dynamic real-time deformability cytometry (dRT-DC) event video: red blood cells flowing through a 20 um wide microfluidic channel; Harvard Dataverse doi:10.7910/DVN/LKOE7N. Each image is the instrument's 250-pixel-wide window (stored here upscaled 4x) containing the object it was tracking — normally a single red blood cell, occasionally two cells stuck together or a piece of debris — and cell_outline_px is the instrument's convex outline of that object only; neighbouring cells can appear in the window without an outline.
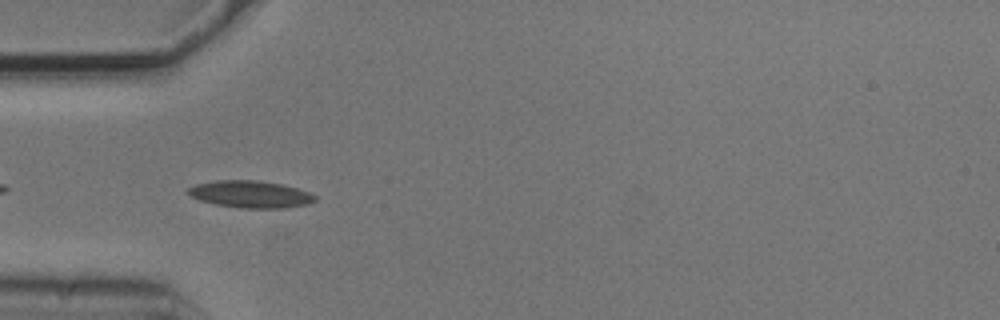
{"species": "common noctule bat (a hibernating species)", "species_latin": "Nyctalus noctula", "temperature_condition": "cold", "stored_images_in_passage": 40, "camera_frame_rate_fps": 3000, "um_per_image_px": 0.085, "animal": {"sex": "male", "body_mass_g": 20.5, "forearm_length_mm": 52.5}, "frame": {"image": 1, "passage_image": 3, "time_ms": 0.667, "image_size_px": [1000, 320], "cell_outline_px": [[316, 200], [308, 204], [284, 208], [240, 208], [216, 204], [200, 200], [192, 196], [188, 192], [188, 188], [196, 184], [216, 180], [256, 180], [280, 184], [296, 188], [308, 192], [316, 196]], "centroid_in_image_um": [21.3, 16.51], "position_along_channel_um": 63.7, "area_um2": 19.83}}
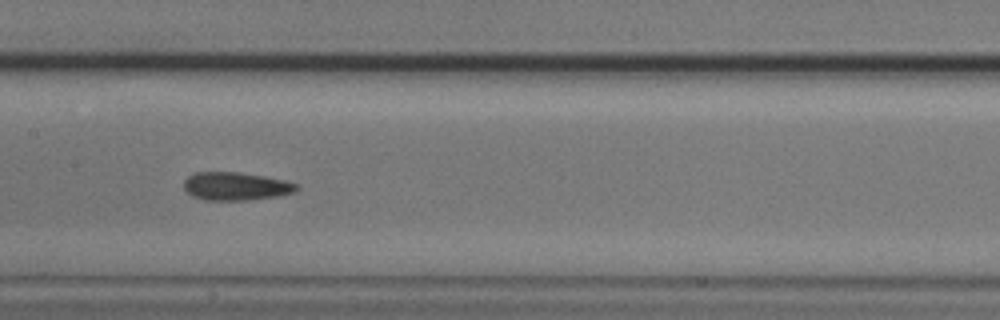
{"frame": {"image": 2, "passage_image": 13, "time_ms": 4.0, "image_size_px": [1000, 320], "cell_outline_px": [[300, 188], [296, 192], [280, 196], [248, 200], [204, 200], [192, 196], [184, 188], [184, 180], [188, 176], [196, 172], [240, 172], [264, 176], [284, 180], [296, 184]], "centroid_in_image_um": [20.06, 15.83], "position_along_channel_um": 187.3, "area_um2": 18.61}}
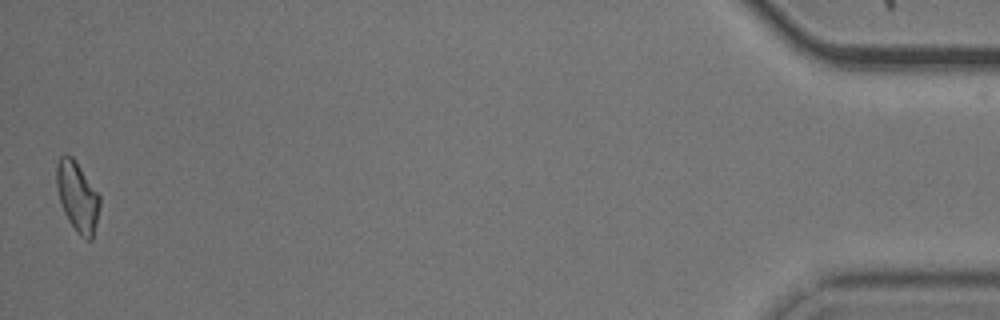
{"frame": {"image": 3, "passage_image": 40, "time_ms": 13.0, "image_size_px": [1000, 320], "cell_outline_px": [[100, 204], [92, 240], [88, 240], [80, 236], [76, 232], [68, 220], [64, 212], [56, 188], [56, 164], [60, 156], [72, 156], [76, 160], [100, 196]], "centroid_in_image_um": [6.57, 16.71], "position_along_channel_um": 428.6, "area_um2": 17.57}, "authors_computed_cell_mechanics": {"area_um2": 18.0914, "velocity_mm_per_s": 3.7138, "shape_relaxation_time_tau1_ms": 3.3615, "shape_relaxation_time_tau2_ms": 2.8693, "deformation_change_tau1": 0.1075, "deformation_change_tau2": 0.0961}}